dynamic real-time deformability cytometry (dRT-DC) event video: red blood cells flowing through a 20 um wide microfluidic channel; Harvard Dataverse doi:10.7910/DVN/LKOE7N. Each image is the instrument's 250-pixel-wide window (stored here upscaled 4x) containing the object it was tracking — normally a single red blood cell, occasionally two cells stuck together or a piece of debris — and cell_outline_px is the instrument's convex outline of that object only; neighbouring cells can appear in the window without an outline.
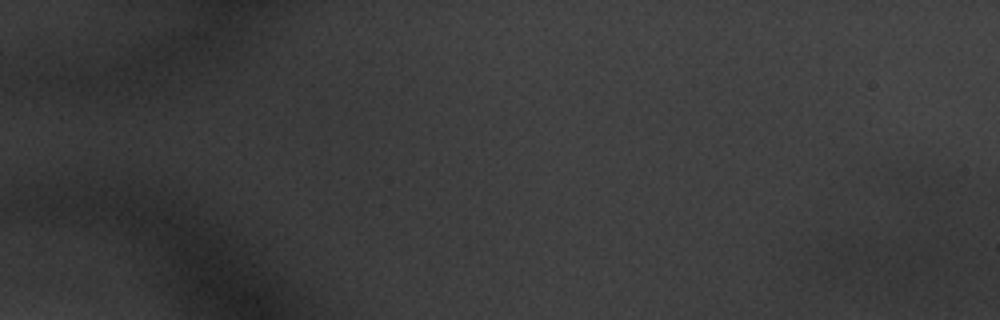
{"species": "common noctule bat (a hibernating species)", "species_latin": "Nyctalus noctula", "temperature_condition": "warm", "stored_images_in_passage": 2, "camera_frame_rate_fps": 3000, "um_per_image_px": 0.085, "animal": {"sex": "male", "body_mass_g": 20.1, "forearm_length_mm": 53.5}, "frame": {"image": 1, "passage_image": 1, "time_ms": 0.0, "image_size_px": [1000, 320], "cell_outline_px": [[936, 272], [900, 284], [844, 280], [832, 276], [828, 256], [828, 252], [844, 244], [888, 240], [936, 240]], "centroid_in_image_um": [75.14, 22.18], "position_along_channel_um": 9.9, "area_um2": 29.36}}